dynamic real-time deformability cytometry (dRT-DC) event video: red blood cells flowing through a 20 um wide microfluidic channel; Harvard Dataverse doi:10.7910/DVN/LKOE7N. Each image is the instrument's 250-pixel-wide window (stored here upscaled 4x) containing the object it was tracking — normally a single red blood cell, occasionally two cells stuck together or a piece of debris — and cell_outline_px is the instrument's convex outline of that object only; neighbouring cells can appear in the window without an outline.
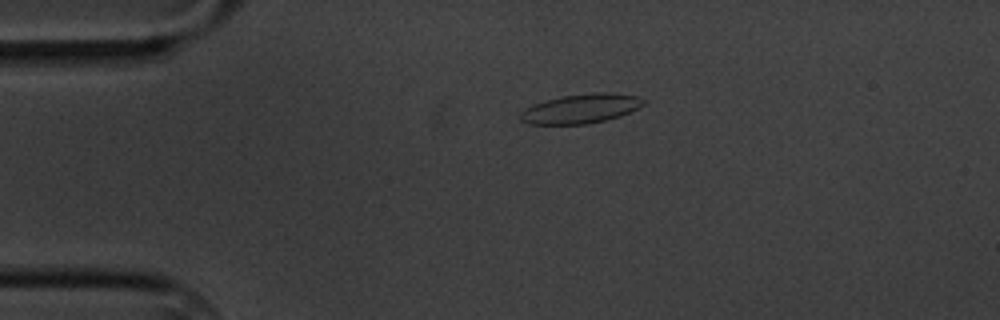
{"species": "common noctule bat (a hibernating species)", "species_latin": "Nyctalus noctula", "temperature_condition": "cold", "stored_images_in_passage": 3, "camera_frame_rate_fps": 3000, "um_per_image_px": 0.085, "animal": {"sex": "male", "body_mass_g": 20.1, "forearm_length_mm": 53.5}, "frame": {"image": 1, "passage_image": 1, "time_ms": 0.0, "image_size_px": [1000, 320], "cell_outline_px": [[644, 104], [620, 116], [588, 124], [528, 124], [520, 120], [520, 112], [524, 108], [560, 96], [596, 92], [612, 92], [640, 96], [644, 100]], "centroid_in_image_um": [49.37, 9.23], "position_along_channel_um": 35.6, "area_um2": 20.98}}